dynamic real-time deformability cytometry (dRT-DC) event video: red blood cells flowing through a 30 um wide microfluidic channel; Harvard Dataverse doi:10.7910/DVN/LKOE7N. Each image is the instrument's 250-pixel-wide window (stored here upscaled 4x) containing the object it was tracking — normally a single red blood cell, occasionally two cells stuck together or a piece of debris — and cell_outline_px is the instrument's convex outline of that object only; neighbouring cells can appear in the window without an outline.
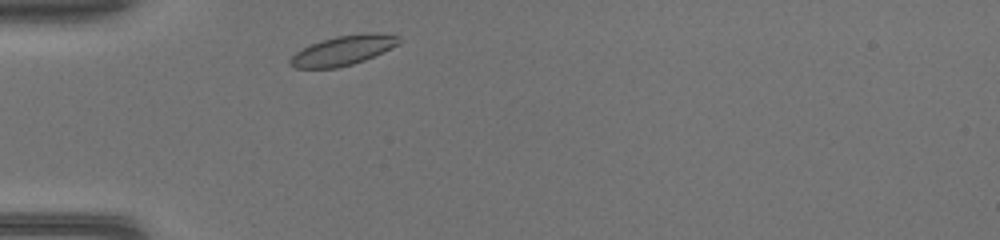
{"species": "common noctule bat (a hibernating species)", "species_latin": "Nyctalus noctula", "temperature_condition": "warm", "stored_images_in_passage": 28, "camera_frame_rate_fps": 3000, "um_per_image_px": 0.085, "animal": {"sex": "female", "body_mass_g": 17.0, "forearm_length_mm": 48.0}, "frame": {"image": 1, "passage_image": 2, "time_ms": 0.333, "image_size_px": [1000, 240], "cell_outline_px": [[400, 40], [396, 44], [364, 60], [352, 64], [336, 68], [296, 68], [288, 64], [288, 60], [296, 52], [320, 40], [336, 36], [400, 36]], "centroid_in_image_um": [28.98, 4.36], "position_along_channel_um": 56.0, "area_um2": 17.46}}
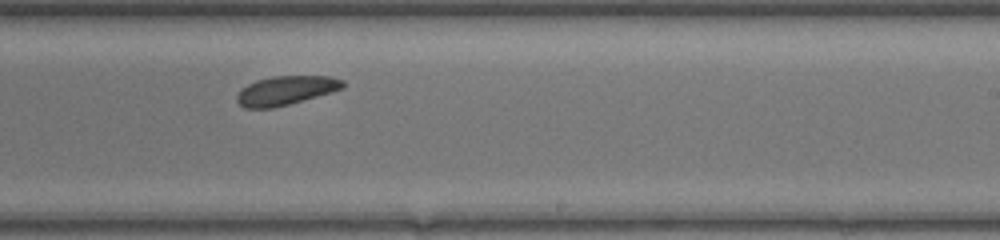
{"frame": {"image": 2, "passage_image": 17, "time_ms": 5.333, "image_size_px": [1000, 240], "cell_outline_px": [[344, 88], [332, 92], [288, 104], [272, 108], [244, 108], [236, 100], [236, 96], [248, 84], [256, 80], [272, 76], [332, 76], [344, 80]], "centroid_in_image_um": [24.32, 7.68], "position_along_channel_um": 264.7, "area_um2": 17.8}}
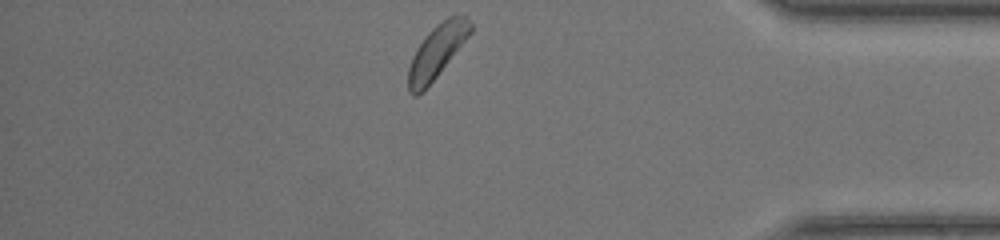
{"frame": {"image": 3, "passage_image": 28, "time_ms": 9.0, "image_size_px": [1000, 240], "cell_outline_px": [[472, 32], [436, 76], [416, 96], [412, 96], [408, 92], [408, 68], [412, 56], [416, 48], [428, 32], [436, 24], [448, 16], [456, 12], [464, 16], [472, 24]], "centroid_in_image_um": [37.13, 4.32], "position_along_channel_um": 398.1, "area_um2": 19.07}}